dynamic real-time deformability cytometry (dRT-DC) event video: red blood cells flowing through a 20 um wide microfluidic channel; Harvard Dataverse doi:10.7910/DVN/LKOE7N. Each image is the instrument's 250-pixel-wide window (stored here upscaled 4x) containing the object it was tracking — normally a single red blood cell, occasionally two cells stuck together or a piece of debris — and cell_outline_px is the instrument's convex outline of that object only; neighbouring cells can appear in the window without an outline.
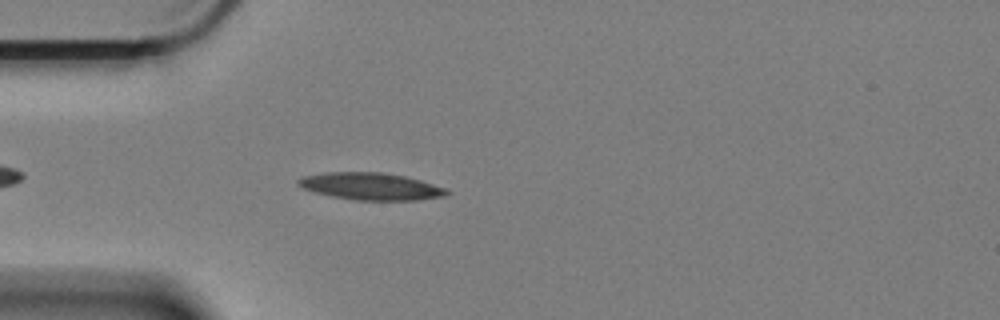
{"species": "Egyptian fruit bat (a non-hibernating species)", "species_latin": "Rousettus aegyptiacus", "temperature_condition": "cold", "stored_images_in_passage": 25, "camera_frame_rate_fps": 3000, "um_per_image_px": 0.085, "animal": {"sex": "female"}, "frame": {"image": 1, "passage_image": 6, "time_ms": 1.667, "image_size_px": [1000, 320], "cell_outline_px": [[452, 192], [444, 196], [416, 200], [352, 200], [332, 196], [316, 192], [304, 188], [296, 184], [296, 180], [304, 176], [324, 172], [384, 172], [404, 176], [420, 180], [448, 188]], "centroid_in_image_um": [31.55, 15.83], "position_along_channel_um": 53.5, "area_um2": 23.58}}
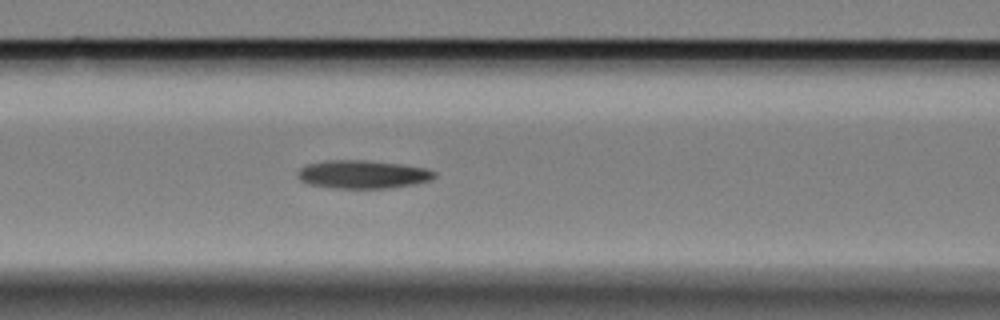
{"frame": {"image": 2, "passage_image": 14, "time_ms": 4.333, "image_size_px": [1000, 320], "cell_outline_px": [[436, 176], [428, 180], [412, 184], [388, 188], [332, 188], [308, 184], [300, 180], [296, 176], [296, 172], [300, 168], [308, 164], [324, 160], [364, 160], [400, 164], [424, 168], [436, 172]], "centroid_in_image_um": [30.75, 14.82], "position_along_channel_um": 135.8, "area_um2": 22.43}}
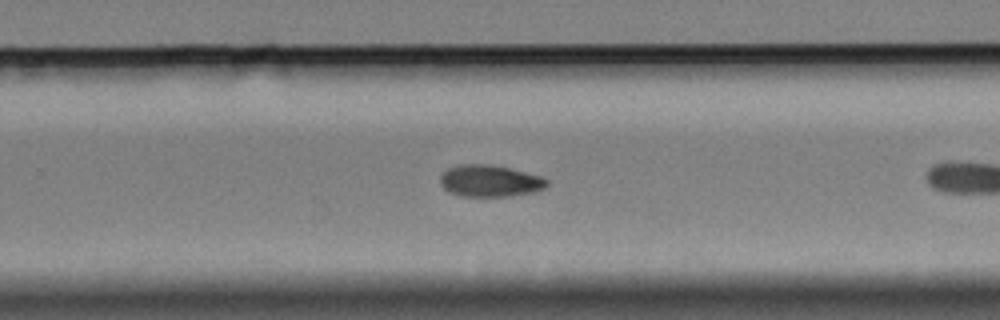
{"frame": {"image": 3, "passage_image": 24, "time_ms": 7.667, "image_size_px": [1000, 320], "cell_outline_px": [[548, 184], [544, 188], [532, 192], [508, 196], [460, 196], [448, 192], [440, 184], [440, 176], [448, 168], [460, 164], [492, 164], [540, 176], [548, 180]], "centroid_in_image_um": [41.6, 15.37], "position_along_channel_um": 288.2, "area_um2": 19.65}}